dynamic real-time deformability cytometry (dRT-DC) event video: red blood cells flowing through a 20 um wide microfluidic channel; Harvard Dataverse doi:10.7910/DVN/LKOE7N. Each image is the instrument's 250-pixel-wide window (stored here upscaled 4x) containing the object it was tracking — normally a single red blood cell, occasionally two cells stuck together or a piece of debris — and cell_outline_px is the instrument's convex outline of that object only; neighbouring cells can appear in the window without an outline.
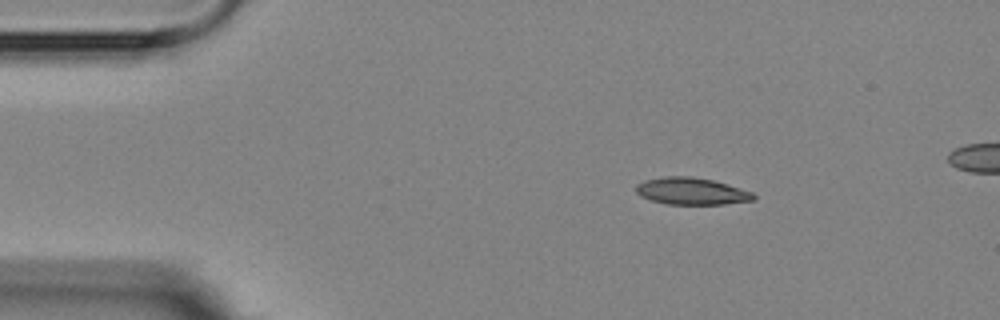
{"species": "Egyptian fruit bat (a non-hibernating species)", "species_latin": "Rousettus aegyptiacus", "temperature_condition": "room temperature", "stored_images_in_passage": 4, "camera_frame_rate_fps": 3000, "um_per_image_px": 0.085, "animal": {"sex": "female"}, "frame": {"image": 1, "passage_image": 1, "time_ms": 0.0, "image_size_px": [1000, 320], "cell_outline_px": [[756, 200], [724, 204], [664, 204], [640, 196], [636, 192], [636, 184], [644, 180], [664, 176], [692, 176], [712, 180], [740, 188], [752, 192], [756, 196]], "centroid_in_image_um": [58.76, 16.25], "position_along_channel_um": 26.2, "area_um2": 18.55}}